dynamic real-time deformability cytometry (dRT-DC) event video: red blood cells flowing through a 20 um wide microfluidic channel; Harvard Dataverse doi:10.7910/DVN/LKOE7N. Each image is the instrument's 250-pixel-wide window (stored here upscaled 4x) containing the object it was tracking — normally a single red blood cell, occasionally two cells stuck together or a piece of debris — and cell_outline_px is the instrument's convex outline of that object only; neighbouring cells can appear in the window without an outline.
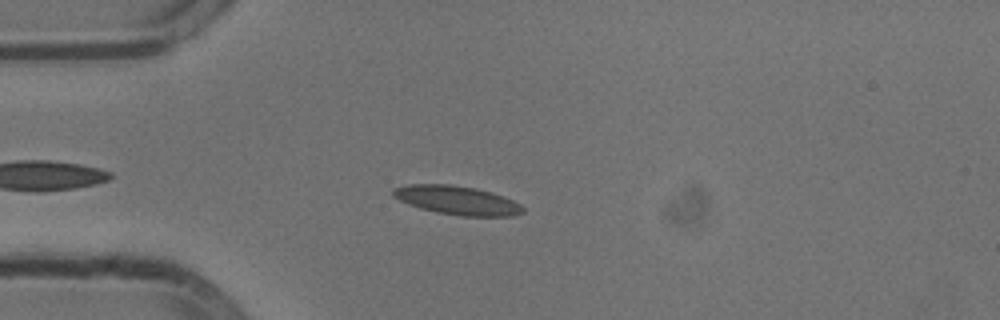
{"species": "common noctule bat (a hibernating species)", "species_latin": "Nyctalus noctula", "temperature_condition": "cold", "stored_images_in_passage": 31, "camera_frame_rate_fps": 3000, "um_per_image_px": 0.085, "animal": {"sex": "male", "body_mass_g": 13.3}, "frame": {"image": 1, "passage_image": 2, "time_ms": 0.333, "image_size_px": [1000, 320], "cell_outline_px": [[524, 212], [512, 216], [464, 216], [436, 212], [420, 208], [408, 204], [392, 196], [392, 188], [408, 184], [452, 184], [476, 188], [504, 196], [520, 204], [524, 208]], "centroid_in_image_um": [38.84, 17.01], "position_along_channel_um": 46.2, "area_um2": 21.85}}
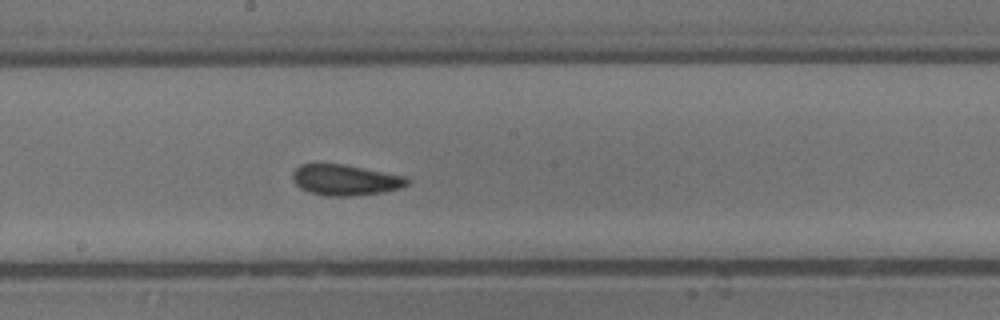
{"frame": {"image": 2, "passage_image": 17, "time_ms": 5.333, "image_size_px": [1000, 320], "cell_outline_px": [[412, 180], [408, 184], [400, 188], [384, 192], [356, 196], [328, 196], [308, 192], [300, 188], [296, 184], [292, 176], [292, 172], [300, 164], [344, 164], [408, 176]], "centroid_in_image_um": [29.4, 15.3], "position_along_channel_um": 218.8, "area_um2": 20.87}}
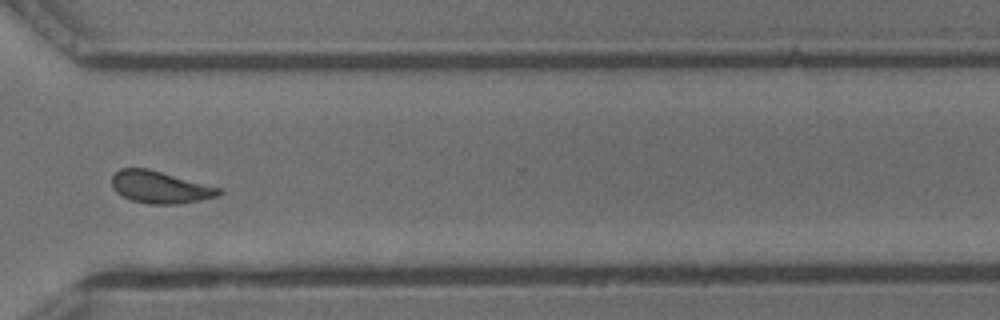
{"frame": {"image": 3, "passage_image": 28, "time_ms": 9.0, "image_size_px": [1000, 320], "cell_outline_px": [[224, 192], [220, 196], [180, 204], [148, 204], [132, 200], [116, 192], [112, 188], [112, 176], [120, 168], [148, 168], [220, 188]], "centroid_in_image_um": [13.61, 15.91], "position_along_channel_um": 357.0, "area_um2": 20.06}, "authors_computed_cell_mechanics": {"area_um2": 20.1144, "velocity_mm_per_s": 3.7791, "shape_relaxation_time_tau1_ms": 3.4084, "shape_relaxation_time_tau2_ms": 1.897, "deformation_change_tau1": 0.1198, "deformation_change_tau2": 0.0866}}